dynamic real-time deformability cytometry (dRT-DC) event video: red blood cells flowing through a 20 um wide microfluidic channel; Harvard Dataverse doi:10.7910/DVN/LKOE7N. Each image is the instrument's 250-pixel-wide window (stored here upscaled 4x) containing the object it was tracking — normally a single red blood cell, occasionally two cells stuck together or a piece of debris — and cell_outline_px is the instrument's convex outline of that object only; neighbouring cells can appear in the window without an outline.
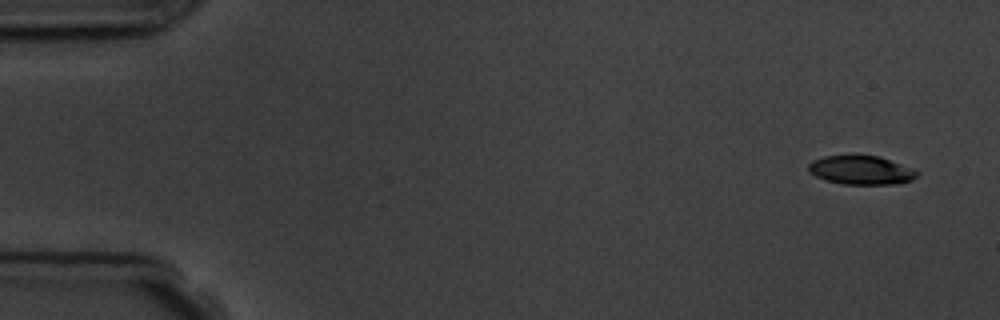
{"species": "common noctule bat (a hibernating species)", "species_latin": "Nyctalus noctula", "temperature_condition": "room temperature", "stored_images_in_passage": 8, "camera_frame_rate_fps": 3000, "um_per_image_px": 0.085, "animal": {"sex": "male", "body_mass_g": 19.5, "forearm_length_mm": 54.6}, "frame": {"image": 1, "passage_image": 1, "time_ms": 0.0, "image_size_px": [1000, 320], "cell_outline_px": [[920, 172], [912, 180], [896, 184], [844, 184], [824, 180], [808, 172], [808, 164], [812, 160], [824, 156], [880, 156]], "centroid_in_image_um": [73.16, 14.47], "position_along_channel_um": 11.8, "area_um2": 18.09}}
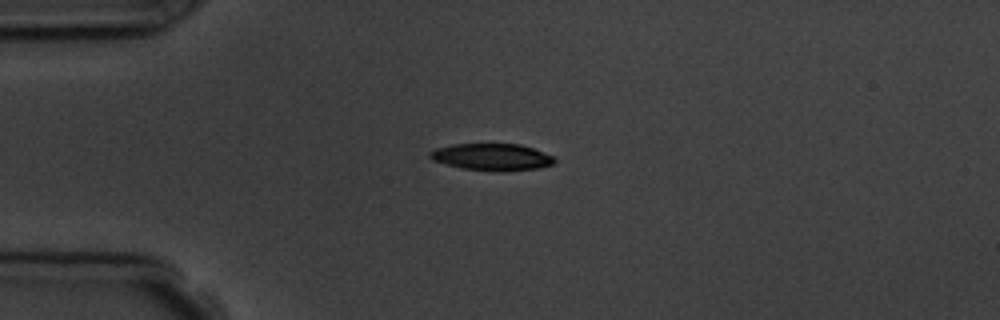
{"frame": {"image": 2, "passage_image": 4, "time_ms": 3.667, "image_size_px": [1000, 320], "cell_outline_px": [[556, 160], [552, 164], [536, 168], [504, 172], [460, 168], [432, 160], [428, 156], [428, 152], [436, 148], [452, 144], [520, 144], [532, 148], [552, 156]], "centroid_in_image_um": [41.76, 13.34], "position_along_channel_um": 43.2, "area_um2": 19.48}}